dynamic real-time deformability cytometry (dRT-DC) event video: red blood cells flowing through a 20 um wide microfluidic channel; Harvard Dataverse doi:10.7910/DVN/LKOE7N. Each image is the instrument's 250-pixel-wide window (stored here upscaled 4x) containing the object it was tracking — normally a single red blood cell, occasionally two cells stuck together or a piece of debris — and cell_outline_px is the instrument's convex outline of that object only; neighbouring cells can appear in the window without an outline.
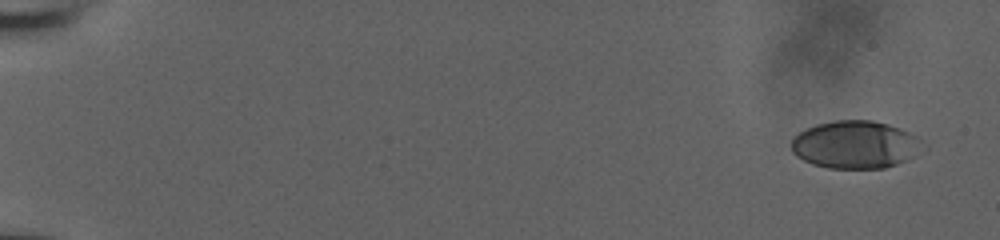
{"species": "human", "species_latin": "Homo sapiens", "temperature_condition": "room temperature", "stored_images_in_passage": 51, "camera_frame_rate_fps": 3000, "um_per_image_px": 0.085, "donor": {"sex": "male"}, "frame": {"image": 1, "passage_image": 1, "time_ms": 0.0, "image_size_px": [1000, 240], "cell_outline_px": [[924, 140], [904, 160], [896, 164], [884, 168], [828, 168], [812, 164], [796, 156], [792, 152], [792, 136], [816, 124], [836, 120], [872, 120], [888, 124], [900, 128]], "centroid_in_image_um": [72.61, 12.28], "position_along_channel_um": 12.4, "area_um2": 35.89}}
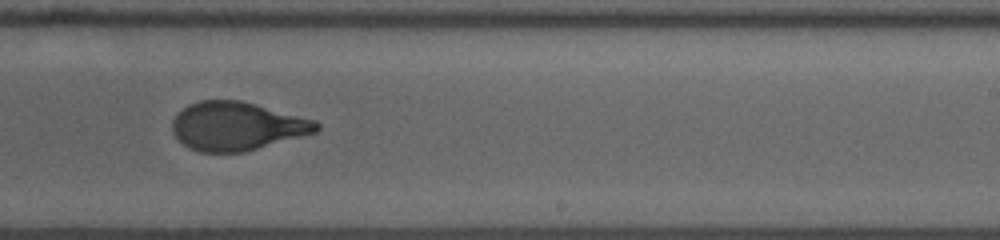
{"frame": {"image": 2, "passage_image": 32, "time_ms": 10.333, "image_size_px": [1000, 240], "cell_outline_px": [[320, 128], [316, 132], [244, 152], [200, 152], [188, 148], [176, 136], [172, 128], [172, 120], [188, 104], [200, 100], [240, 100], [316, 120], [320, 124]], "centroid_in_image_um": [20.14, 10.72], "position_along_channel_um": 268.9, "area_um2": 40.46}}
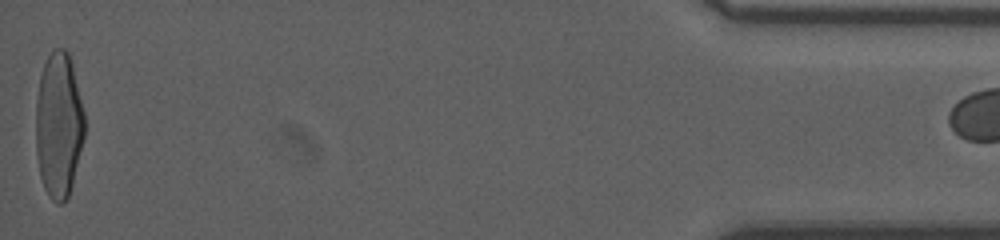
{"frame": {"image": 3, "passage_image": 50, "time_ms": 16.333, "image_size_px": [1000, 240], "cell_outline_px": [[84, 136], [72, 184], [68, 196], [60, 204], [56, 204], [48, 196], [44, 188], [40, 176], [36, 156], [36, 100], [40, 76], [44, 64], [52, 48], [64, 48], [68, 52], [72, 64], [84, 112]], "centroid_in_image_um": [4.97, 10.63], "position_along_channel_um": 430.2, "area_um2": 41.27}}